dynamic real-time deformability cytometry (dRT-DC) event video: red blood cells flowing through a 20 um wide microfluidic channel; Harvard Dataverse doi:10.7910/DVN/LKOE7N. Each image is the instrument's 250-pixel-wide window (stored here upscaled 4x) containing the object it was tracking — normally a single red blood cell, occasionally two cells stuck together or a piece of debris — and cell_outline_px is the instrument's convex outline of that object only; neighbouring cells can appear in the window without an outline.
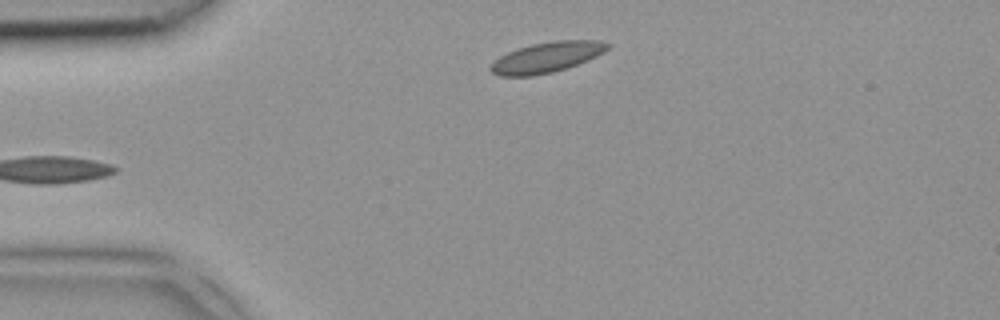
{"species": "common noctule bat (a hibernating species)", "species_latin": "Nyctalus noctula", "temperature_condition": "room temperature", "stored_images_in_passage": 3, "camera_frame_rate_fps": 3000, "um_per_image_px": 0.085, "animal": {"sex": "female", "body_mass_g": 18.4}, "frame": {"image": 1, "passage_image": 3, "time_ms": 0.667, "image_size_px": [1000, 320], "cell_outline_px": [[612, 44], [604, 52], [588, 60], [552, 72], [532, 76], [500, 76], [492, 72], [488, 68], [500, 56], [516, 48], [532, 44], [556, 40], [600, 40]], "centroid_in_image_um": [46.48, 4.86], "position_along_channel_um": 38.5, "area_um2": 20.63}}